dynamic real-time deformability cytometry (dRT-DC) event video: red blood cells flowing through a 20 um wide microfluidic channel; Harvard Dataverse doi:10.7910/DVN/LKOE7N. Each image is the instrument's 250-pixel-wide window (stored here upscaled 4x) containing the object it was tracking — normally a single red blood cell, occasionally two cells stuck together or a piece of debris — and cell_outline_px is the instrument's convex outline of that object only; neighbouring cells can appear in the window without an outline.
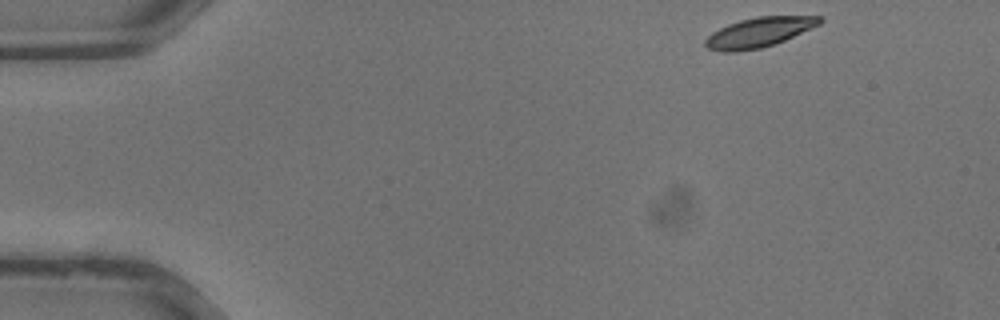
{"species": "common noctule bat (a hibernating species)", "species_latin": "Nyctalus noctula", "temperature_condition": "warm", "stored_images_in_passage": 33, "camera_frame_rate_fps": 3000, "um_per_image_px": 0.085, "animal": {"sex": "male", "body_mass_g": 13.3}, "frame": {"image": 1, "passage_image": 1, "time_ms": 0.0, "image_size_px": [1000, 320], "cell_outline_px": [[824, 20], [820, 24], [784, 40], [760, 48], [736, 52], [724, 52], [708, 48], [704, 44], [704, 40], [712, 32], [728, 24], [740, 20], [756, 16], [820, 16]], "centroid_in_image_um": [64.49, 2.74], "position_along_channel_um": 20.5, "area_um2": 19.65}}
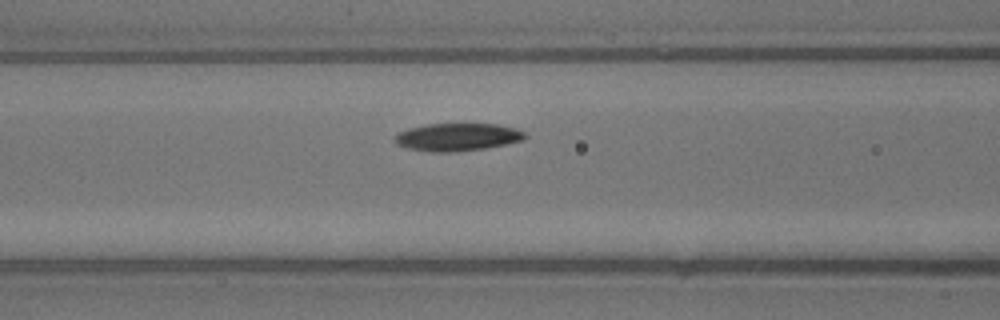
{"frame": {"image": 2, "passage_image": 12, "time_ms": 3.667, "image_size_px": [1000, 320], "cell_outline_px": [[528, 136], [524, 140], [488, 148], [456, 152], [432, 152], [408, 148], [396, 144], [396, 136], [400, 132], [408, 128], [428, 124], [496, 124], [516, 128], [524, 132]], "centroid_in_image_um": [38.93, 11.65], "position_along_channel_um": 127.7, "area_um2": 21.04}}
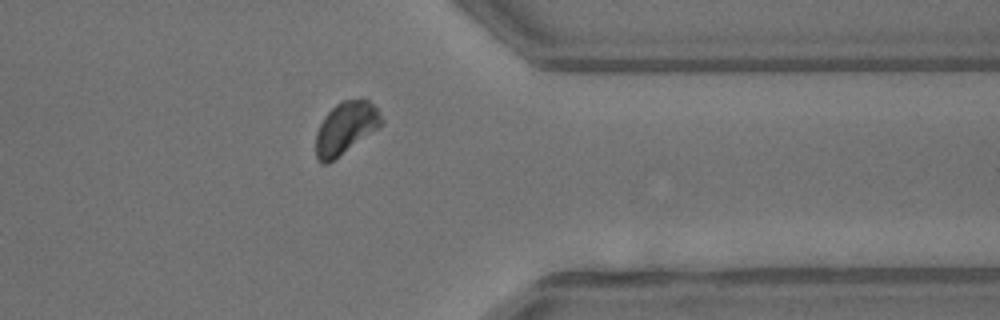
{"frame": {"image": 3, "passage_image": 26, "time_ms": 8.333, "image_size_px": [1000, 320], "cell_outline_px": [[384, 120], [376, 128], [328, 164], [320, 164], [316, 160], [316, 132], [324, 116], [336, 104], [344, 100], [368, 100], [376, 108]], "centroid_in_image_um": [29.32, 10.9], "position_along_channel_um": 382.1, "area_um2": 19.42}}